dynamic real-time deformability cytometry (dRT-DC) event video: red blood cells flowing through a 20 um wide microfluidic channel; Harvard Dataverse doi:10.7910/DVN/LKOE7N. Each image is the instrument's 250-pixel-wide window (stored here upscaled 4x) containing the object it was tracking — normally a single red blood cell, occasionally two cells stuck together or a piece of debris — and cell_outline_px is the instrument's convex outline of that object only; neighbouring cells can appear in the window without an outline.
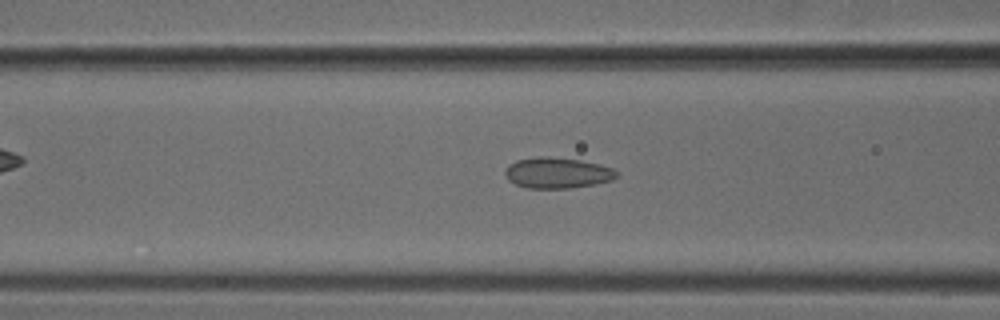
{"species": "common noctule bat (a hibernating species)", "species_latin": "Nyctalus noctula", "temperature_condition": "cold", "stored_images_in_passage": 49, "camera_frame_rate_fps": 3000, "um_per_image_px": 0.085, "animal": {"sex": "male", "body_mass_g": 18.8}, "frame": {"image": 1, "passage_image": 19, "time_ms": 6.0, "image_size_px": [1000, 320], "cell_outline_px": [[616, 176], [612, 180], [596, 184], [572, 188], [528, 188], [516, 184], [508, 180], [504, 172], [508, 164], [516, 160], [540, 156], [548, 156], [580, 160], [600, 164], [612, 168], [616, 172]], "centroid_in_image_um": [47.35, 14.69], "position_along_channel_um": 119.3, "area_um2": 20.06}}
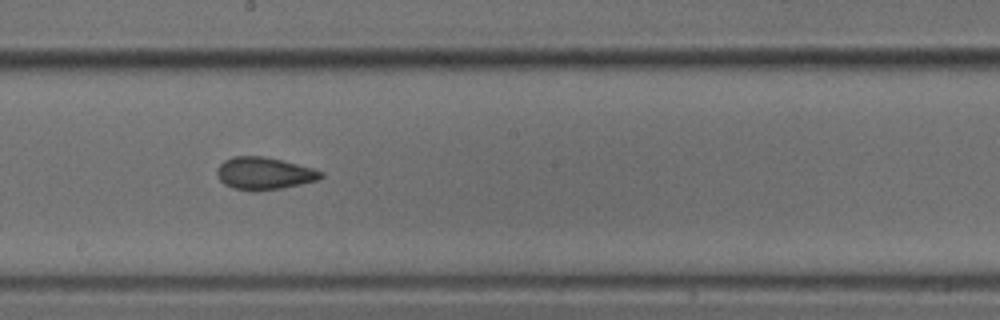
{"frame": {"image": 2, "passage_image": 27, "time_ms": 8.667, "image_size_px": [1000, 320], "cell_outline_px": [[324, 176], [320, 180], [280, 188], [256, 192], [252, 192], [232, 188], [224, 184], [220, 180], [216, 172], [216, 168], [224, 160], [232, 156], [264, 156], [312, 168], [324, 172]], "centroid_in_image_um": [22.43, 14.75], "position_along_channel_um": 225.8, "area_um2": 19.77}}
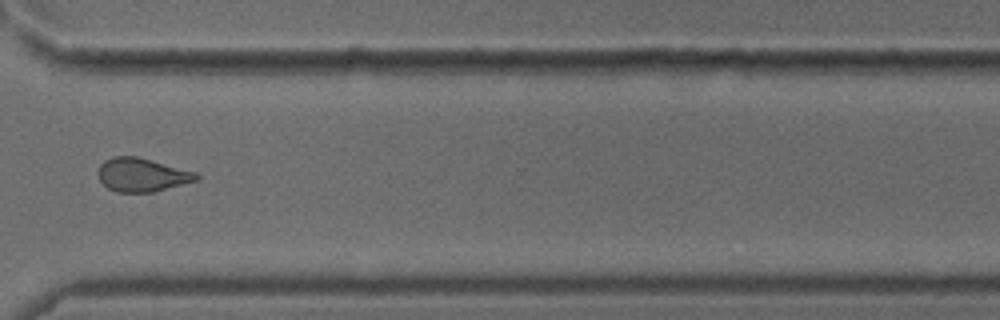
{"frame": {"image": 3, "passage_image": 37, "time_ms": 12.0, "image_size_px": [1000, 320], "cell_outline_px": [[200, 180], [152, 192], [116, 192], [108, 188], [100, 180], [100, 164], [104, 160], [112, 156], [136, 156], [152, 160], [196, 172], [200, 176]], "centroid_in_image_um": [12.1, 14.86], "position_along_channel_um": 358.5, "area_um2": 19.13}}